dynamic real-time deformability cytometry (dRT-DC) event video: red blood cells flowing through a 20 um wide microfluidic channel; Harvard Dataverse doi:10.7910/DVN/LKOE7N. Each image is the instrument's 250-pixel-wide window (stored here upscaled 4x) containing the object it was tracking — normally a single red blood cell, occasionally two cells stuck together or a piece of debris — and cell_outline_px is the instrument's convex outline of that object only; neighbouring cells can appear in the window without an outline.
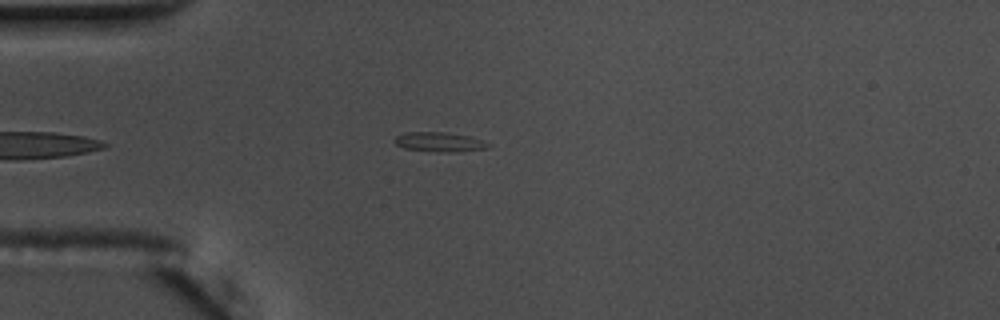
{"species": "common noctule bat (a hibernating species)", "species_latin": "Nyctalus noctula", "temperature_condition": "warm", "stored_images_in_passage": 44, "camera_frame_rate_fps": 3000, "um_per_image_px": 0.085, "animal": {"sex": "male", "body_mass_g": 17.5, "forearm_length_mm": 52.3}, "frame": {"image": 1, "passage_image": 3, "time_ms": 0.667, "image_size_px": [1000, 320], "cell_outline_px": [[492, 144], [488, 148], [456, 152], [444, 152], [404, 148], [396, 144], [392, 140], [396, 136], [408, 132], [444, 132], [472, 136]], "centroid_in_image_um": [37.39, 12.06], "position_along_channel_um": 47.6, "area_um2": 10.69}}
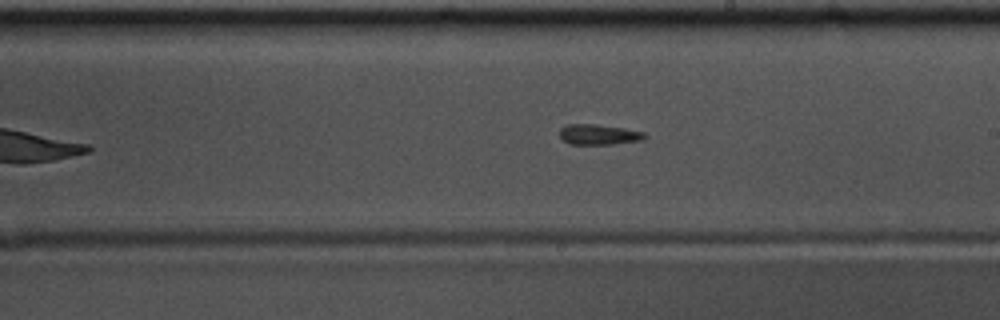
{"frame": {"image": 2, "passage_image": 20, "time_ms": 6.333, "image_size_px": [1000, 320], "cell_outline_px": [[648, 136], [644, 140], [612, 144], [568, 144], [560, 136], [560, 128], [568, 124], [596, 124], [624, 128], [644, 132]], "centroid_in_image_um": [50.92, 11.43], "position_along_channel_um": 238.1, "area_um2": 10.17}}
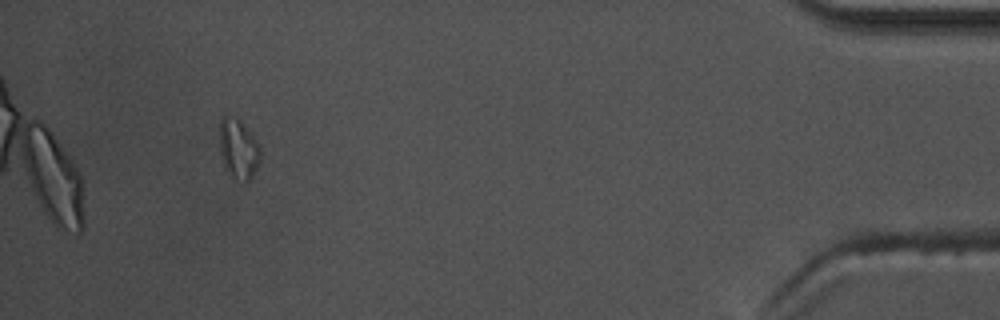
{"frame": {"image": 3, "passage_image": 40, "time_ms": 13.0, "image_size_px": [1000, 320], "cell_outline_px": [[260, 160], [252, 176], [244, 184], [232, 176], [228, 172], [224, 164], [220, 152], [220, 116], [228, 116], [240, 120], [256, 140], [260, 148]], "centroid_in_image_um": [20.26, 12.67], "position_along_channel_um": 414.9, "area_um2": 14.05}, "authors_computed_cell_mechanics": {"area_um2": 10.3173, "velocity_mm_per_s": 3.6391, "shape_relaxation_time_tau1_ms": 9.5695, "shape_relaxation_time_tau2_ms": 4.8786, "deformation_change_tau1": 0.164, "deformation_change_tau2": 0.1021}}